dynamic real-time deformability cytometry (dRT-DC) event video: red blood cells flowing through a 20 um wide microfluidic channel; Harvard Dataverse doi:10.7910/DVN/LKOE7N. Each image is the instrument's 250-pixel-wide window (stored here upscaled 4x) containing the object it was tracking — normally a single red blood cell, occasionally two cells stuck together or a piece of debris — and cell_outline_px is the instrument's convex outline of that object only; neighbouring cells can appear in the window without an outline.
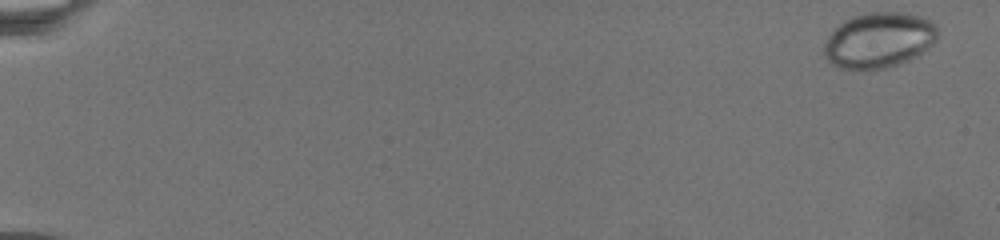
{"species": "common noctule bat (a hibernating species)", "species_latin": "Nyctalus noctula", "temperature_condition": "warm", "stored_images_in_passage": 56, "camera_frame_rate_fps": 3000, "um_per_image_px": 0.085, "animal": {"sex": "female", "body_mass_g": 19.5, "forearm_length_mm": 54.1}, "frame": {"image": 1, "passage_image": 1, "time_ms": 0.0, "image_size_px": [1000, 240], "cell_outline_px": [[936, 40], [924, 52], [900, 64], [884, 68], [840, 68], [832, 64], [824, 56], [824, 44], [828, 36], [844, 20], [852, 16], [872, 12], [900, 12], [920, 16], [932, 20], [936, 24]], "centroid_in_image_um": [74.72, 3.4], "position_along_channel_um": 10.3, "area_um2": 36.47}}
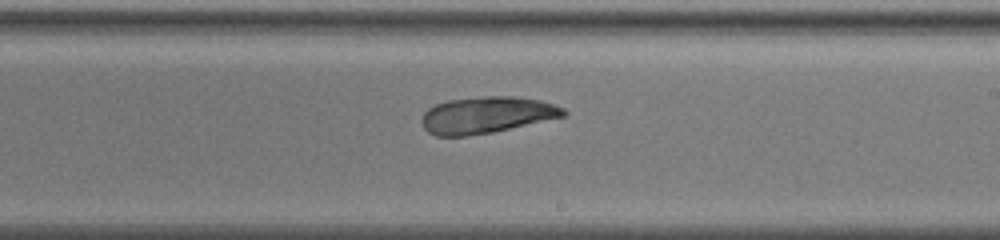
{"frame": {"image": 2, "passage_image": 33, "time_ms": 15.0, "image_size_px": [1000, 240], "cell_outline_px": [[568, 112], [564, 116], [492, 132], [464, 136], [436, 136], [428, 132], [424, 128], [420, 120], [424, 112], [428, 108], [436, 104], [448, 100], [484, 96], [512, 96], [540, 100], [564, 108]], "centroid_in_image_um": [41.32, 9.77], "position_along_channel_um": 247.7, "area_um2": 30.06}}
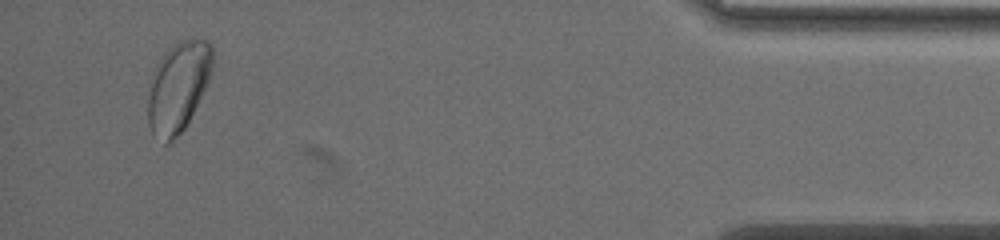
{"frame": {"image": 3, "passage_image": 53, "time_ms": 23.0, "image_size_px": [1000, 240], "cell_outline_px": [[212, 72], [184, 128], [172, 144], [164, 144], [152, 132], [148, 124], [148, 96], [156, 64], [168, 48], [180, 40], [204, 40], [212, 44]], "centroid_in_image_um": [15.13, 7.4], "position_along_channel_um": 420.1, "area_um2": 33.35}}